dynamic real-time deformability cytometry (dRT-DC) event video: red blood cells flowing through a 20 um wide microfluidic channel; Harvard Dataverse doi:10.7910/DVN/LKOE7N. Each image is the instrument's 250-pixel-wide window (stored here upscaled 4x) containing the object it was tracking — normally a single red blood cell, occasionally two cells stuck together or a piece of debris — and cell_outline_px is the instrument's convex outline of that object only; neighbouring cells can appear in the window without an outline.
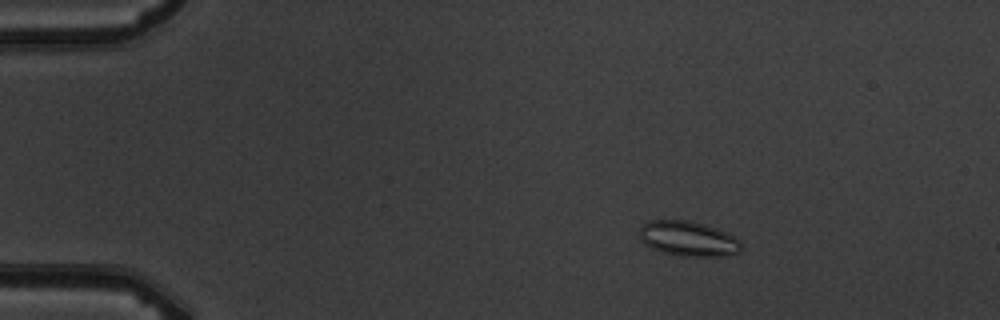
{"species": "common noctule bat (a hibernating species)", "species_latin": "Nyctalus noctula", "temperature_condition": "warm", "stored_images_in_passage": 4, "camera_frame_rate_fps": 3000, "um_per_image_px": 0.085, "animal": {"sex": "male", "body_mass_g": 19.5, "forearm_length_mm": 54.6}, "frame": {"image": 1, "passage_image": 2, "time_ms": 1.333, "image_size_px": [1000, 320], "cell_outline_px": [[740, 252], [728, 256], [676, 256], [660, 252], [644, 244], [640, 236], [640, 228], [648, 220], [688, 220], [704, 224], [716, 228], [740, 240]], "centroid_in_image_um": [58.48, 20.3], "position_along_channel_um": 26.5, "area_um2": 20.81}}